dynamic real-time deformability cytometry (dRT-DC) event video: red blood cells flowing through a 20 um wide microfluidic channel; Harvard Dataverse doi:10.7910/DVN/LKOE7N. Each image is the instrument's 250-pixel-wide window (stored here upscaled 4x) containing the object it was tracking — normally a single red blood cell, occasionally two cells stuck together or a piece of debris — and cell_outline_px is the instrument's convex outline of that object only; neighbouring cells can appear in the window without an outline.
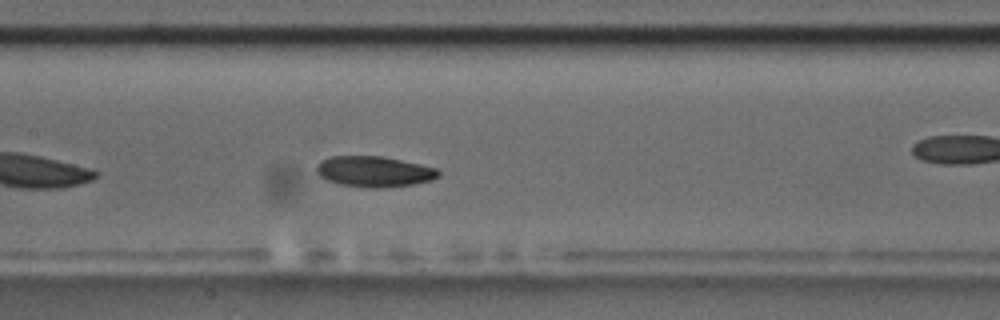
{"species": "common noctule bat (a hibernating species)", "species_latin": "Nyctalus noctula", "temperature_condition": "room temperature", "stored_images_in_passage": 29, "camera_frame_rate_fps": 3000, "um_per_image_px": 0.085, "animal": {"sex": "male", "body_mass_g": 17.5, "forearm_length_mm": 52.3}, "frame": {"image": 1, "passage_image": 13, "time_ms": 4.0, "image_size_px": [1000, 320], "cell_outline_px": [[440, 176], [432, 180], [412, 184], [384, 188], [372, 188], [340, 184], [328, 180], [320, 176], [316, 172], [316, 164], [320, 160], [332, 156], [380, 156], [420, 164], [436, 168], [440, 172]], "centroid_in_image_um": [31.79, 14.58], "position_along_channel_um": 175.6, "area_um2": 21.79}, "authors_computed_cell_mechanics": {"area_um2": 21.675, "velocity_mm_per_s": 3.6614, "shape_relaxation_time_tau1_ms": 7.975, "shape_relaxation_time_tau2_ms": 9.6684, "deformation_change_tau1": 0.1639, "deformation_change_tau2": 0.1717}}